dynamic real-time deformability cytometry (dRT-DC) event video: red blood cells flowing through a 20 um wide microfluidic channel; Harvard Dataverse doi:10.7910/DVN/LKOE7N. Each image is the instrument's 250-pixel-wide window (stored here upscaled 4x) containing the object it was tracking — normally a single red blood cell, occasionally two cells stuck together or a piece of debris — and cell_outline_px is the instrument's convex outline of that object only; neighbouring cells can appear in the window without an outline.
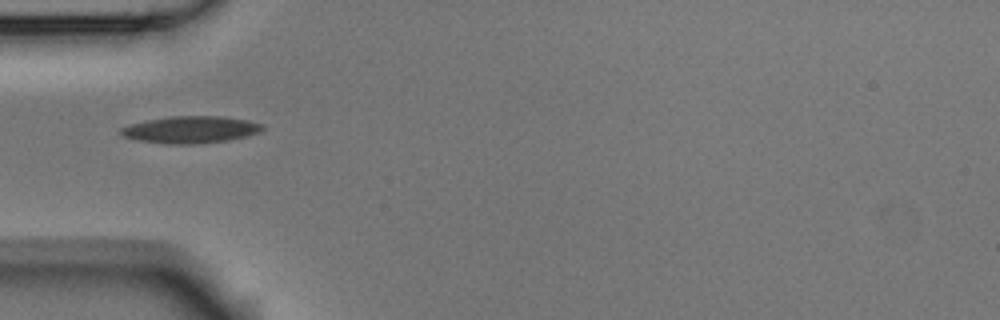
{"species": "Egyptian fruit bat (a non-hibernating species)", "species_latin": "Rousettus aegyptiacus", "temperature_condition": "room temperature", "stored_images_in_passage": 9, "camera_frame_rate_fps": 3000, "um_per_image_px": 0.085, "animal": {"sex": "male"}, "frame": {"image": 1, "passage_image": 4, "time_ms": 1.0, "image_size_px": [1000, 320], "cell_outline_px": [[264, 128], [260, 132], [248, 136], [228, 140], [192, 144], [168, 144], [136, 140], [124, 136], [120, 132], [120, 128], [132, 124], [148, 120], [168, 116], [224, 116], [248, 120], [264, 124]], "centroid_in_image_um": [16.25, 11.01], "position_along_channel_um": 68.8, "area_um2": 22.31}}
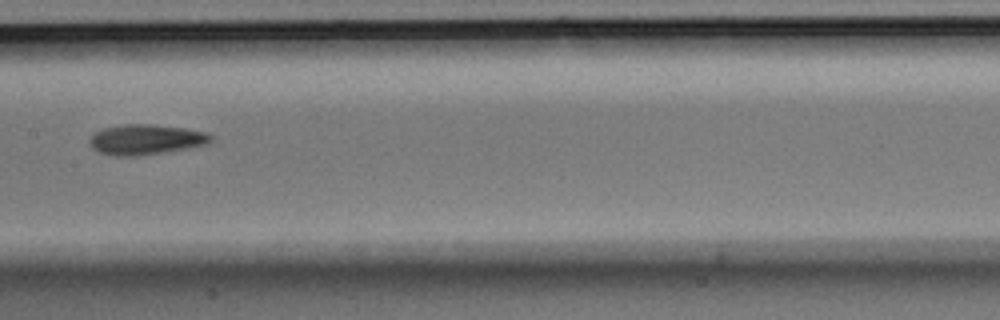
{"frame": {"image": 2, "passage_image": 7, "time_ms": 2.0, "image_size_px": [1000, 320], "cell_outline_px": [[216, 136], [208, 144], [192, 148], [136, 156], [116, 156], [100, 152], [92, 148], [88, 144], [88, 140], [96, 132], [104, 128], [124, 124], [152, 124], [184, 128], [208, 132]], "centroid_in_image_um": [12.46, 11.86], "position_along_channel_um": 194.9, "area_um2": 21.62}}
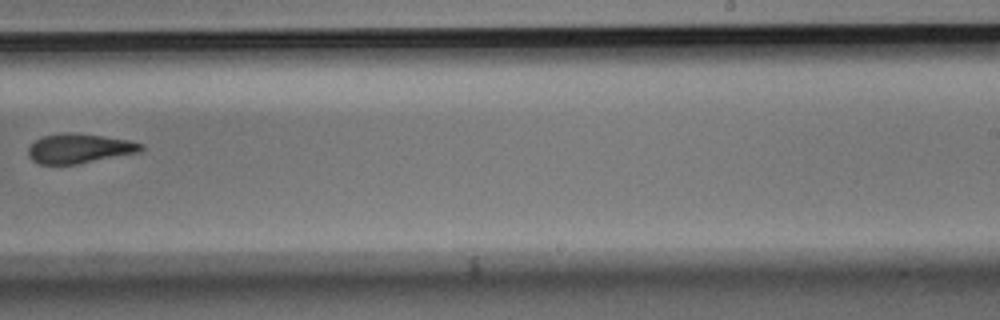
{"frame": {"image": 3, "passage_image": 9, "time_ms": 2.667, "image_size_px": [1000, 320], "cell_outline_px": [[144, 148], [140, 152], [76, 164], [40, 164], [32, 160], [28, 156], [28, 148], [36, 140], [44, 136], [60, 132], [72, 132], [104, 136], [128, 140], [144, 144]], "centroid_in_image_um": [6.74, 12.61], "position_along_channel_um": 282.3, "area_um2": 19.42}}